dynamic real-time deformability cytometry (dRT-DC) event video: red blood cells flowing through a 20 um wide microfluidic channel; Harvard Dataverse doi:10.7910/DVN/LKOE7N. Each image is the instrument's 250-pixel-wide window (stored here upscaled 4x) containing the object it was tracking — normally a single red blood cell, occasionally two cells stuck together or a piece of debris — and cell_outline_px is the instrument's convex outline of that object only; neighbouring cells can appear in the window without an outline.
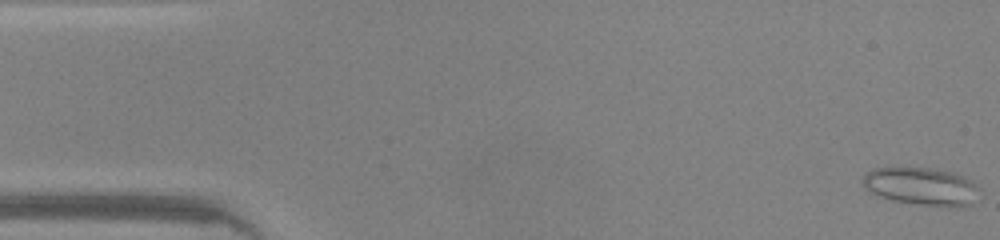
{"species": "common noctule bat (a hibernating species)", "species_latin": "Nyctalus noctula", "temperature_condition": "warm", "stored_images_in_passage": 47, "camera_frame_rate_fps": 3000, "um_per_image_px": 0.085, "animal": {"sex": "male", "body_mass_g": 20.0, "forearm_length_mm": 53.3}, "frame": {"image": 1, "passage_image": 1, "time_ms": 0.0, "image_size_px": [1000, 240], "cell_outline_px": [[980, 188], [972, 204], [964, 208], [956, 208], [920, 204], [892, 200], [880, 196], [864, 188], [864, 176], [872, 168], [928, 168], [956, 172], [964, 176]], "centroid_in_image_um": [78.39, 15.85], "position_along_channel_um": 6.6, "area_um2": 25.66}}
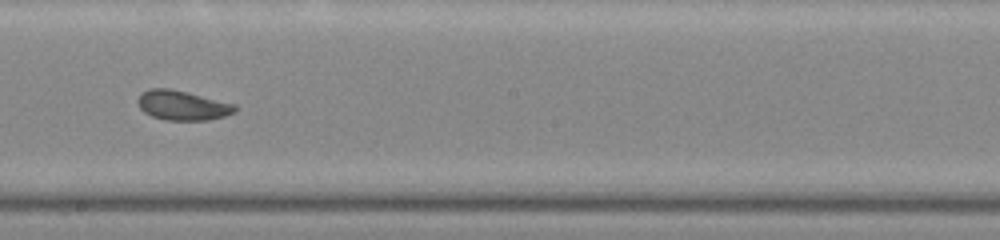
{"frame": {"image": 2, "passage_image": 26, "time_ms": 8.333, "image_size_px": [1000, 240], "cell_outline_px": [[236, 112], [224, 116], [208, 120], [164, 120], [152, 116], [144, 112], [140, 108], [136, 100], [144, 92], [152, 88], [168, 88], [236, 104]], "centroid_in_image_um": [15.51, 8.97], "position_along_channel_um": 232.7, "area_um2": 16.59}}
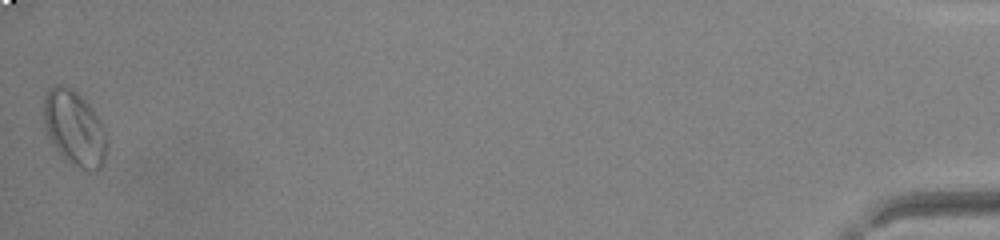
{"frame": {"image": 3, "passage_image": 47, "time_ms": 15.333, "image_size_px": [1000, 240], "cell_outline_px": [[108, 148], [104, 164], [96, 172], [92, 172], [76, 168], [60, 156], [52, 144], [48, 136], [44, 124], [44, 96], [56, 84], [60, 84], [72, 88], [92, 108], [100, 120], [108, 136]], "centroid_in_image_um": [6.37, 10.97], "position_along_channel_um": 428.8, "area_um2": 28.21}, "authors_computed_cell_mechanics": {"area_um2": 17.2822, "velocity_mm_per_s": 4.2531, "shape_relaxation_time_tau1_ms": 3.5904, "shape_relaxation_time_tau2_ms": 1.4019, "deformation_change_tau1": 0.1106, "deformation_change_tau2": 0.0712}}